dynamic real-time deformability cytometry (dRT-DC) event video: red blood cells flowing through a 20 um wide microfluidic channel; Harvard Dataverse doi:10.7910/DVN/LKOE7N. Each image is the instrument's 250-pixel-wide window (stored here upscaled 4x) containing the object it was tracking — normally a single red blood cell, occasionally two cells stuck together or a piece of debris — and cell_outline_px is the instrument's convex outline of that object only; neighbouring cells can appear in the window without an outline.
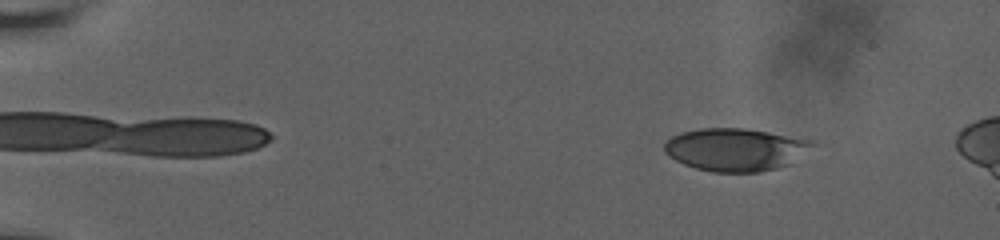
{"species": "human", "species_latin": "Homo sapiens", "temperature_condition": "room temperature", "stored_images_in_passage": 30, "camera_frame_rate_fps": 3000, "um_per_image_px": 0.085, "donor": {"sex": "male"}, "frame": {"image": 1, "passage_image": 14, "time_ms": 2.333, "image_size_px": [1000, 240], "cell_outline_px": [[816, 144], [792, 164], [760, 172], [712, 172], [696, 168], [684, 164], [668, 156], [664, 152], [664, 144], [672, 136], [680, 132], [700, 128], [744, 128], [816, 140]], "centroid_in_image_um": [62.54, 12.71], "position_along_channel_um": 22.5, "area_um2": 37.17}}